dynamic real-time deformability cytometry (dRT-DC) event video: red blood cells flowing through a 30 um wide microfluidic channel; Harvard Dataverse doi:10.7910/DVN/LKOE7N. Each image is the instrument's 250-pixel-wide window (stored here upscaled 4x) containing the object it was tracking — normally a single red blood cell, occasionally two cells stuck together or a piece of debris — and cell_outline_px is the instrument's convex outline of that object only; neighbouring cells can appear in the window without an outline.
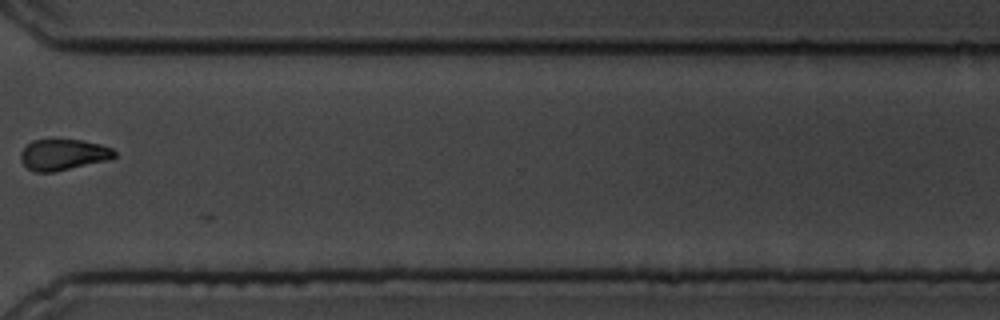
{"species": "common noctule bat (a hibernating species)", "species_latin": "Nyctalus noctula", "temperature_condition": "cold", "stored_images_in_passage": 33, "camera_frame_rate_fps": 3000, "um_per_image_px": 0.085, "animal": {"sex": "male", "body_mass_g": 19.5, "forearm_length_mm": 54.6}, "frame": {"image": 1, "passage_image": 30, "time_ms": 9.667, "image_size_px": [1000, 320], "cell_outline_px": [[116, 156], [112, 160], [52, 172], [36, 172], [28, 168], [20, 160], [20, 152], [32, 140], [84, 140], [100, 144], [112, 148], [116, 152]], "centroid_in_image_um": [5.42, 13.15], "position_along_channel_um": 365.2, "area_um2": 17.05}}